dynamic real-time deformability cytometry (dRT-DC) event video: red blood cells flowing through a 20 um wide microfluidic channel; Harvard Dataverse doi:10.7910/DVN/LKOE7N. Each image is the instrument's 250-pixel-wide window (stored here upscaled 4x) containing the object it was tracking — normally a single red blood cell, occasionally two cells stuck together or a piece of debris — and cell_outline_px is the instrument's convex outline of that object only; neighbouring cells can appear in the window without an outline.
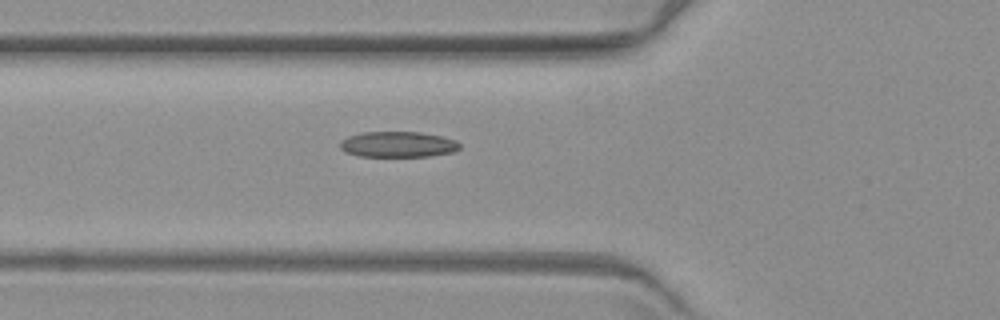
{"species": "common noctule bat (a hibernating species)", "species_latin": "Nyctalus noctula", "temperature_condition": "warm", "stored_images_in_passage": 6, "camera_frame_rate_fps": 3000, "um_per_image_px": 0.085, "animal": {"sex": "female", "body_mass_g": 19.3, "forearm_length_mm": 54.1}, "frame": {"image": 1, "passage_image": 6, "time_ms": 6.0, "image_size_px": [1000, 320], "cell_outline_px": [[460, 148], [456, 152], [432, 156], [360, 156], [344, 152], [340, 148], [340, 140], [348, 136], [360, 132], [420, 132], [440, 136], [456, 140], [460, 144]], "centroid_in_image_um": [33.82, 12.27], "position_along_channel_um": 92.0, "area_um2": 18.09}}